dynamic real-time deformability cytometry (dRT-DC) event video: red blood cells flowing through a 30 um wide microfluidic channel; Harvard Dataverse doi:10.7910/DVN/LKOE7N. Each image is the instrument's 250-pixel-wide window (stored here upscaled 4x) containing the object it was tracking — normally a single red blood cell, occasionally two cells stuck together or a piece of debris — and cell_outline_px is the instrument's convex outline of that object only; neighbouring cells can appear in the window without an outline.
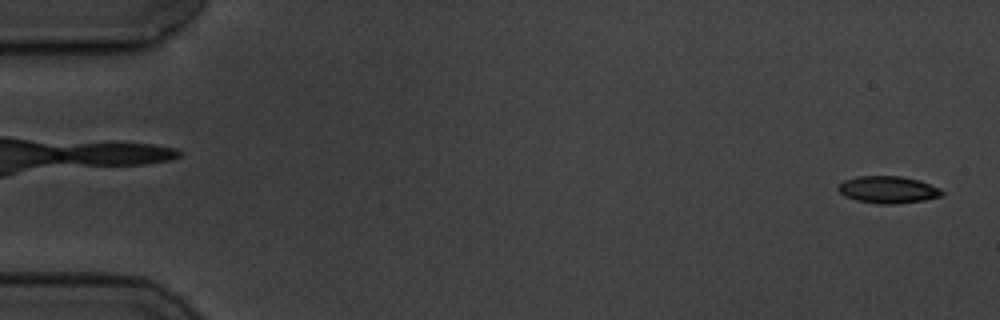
{"species": "common noctule bat (a hibernating species)", "species_latin": "Nyctalus noctula", "temperature_condition": "cold", "stored_images_in_passage": 5, "camera_frame_rate_fps": 3000, "um_per_image_px": 0.085, "animal": {"sex": "male", "body_mass_g": 19.5, "forearm_length_mm": 54.6}, "frame": {"image": 1, "passage_image": 5, "time_ms": 5.667, "image_size_px": [1000, 320], "cell_outline_px": [[944, 192], [940, 196], [924, 200], [896, 204], [880, 204], [856, 200], [844, 196], [836, 188], [844, 180], [856, 176], [900, 176], [920, 180], [940, 188]], "centroid_in_image_um": [75.47, 16.12], "position_along_channel_um": 9.5, "area_um2": 16.42}}